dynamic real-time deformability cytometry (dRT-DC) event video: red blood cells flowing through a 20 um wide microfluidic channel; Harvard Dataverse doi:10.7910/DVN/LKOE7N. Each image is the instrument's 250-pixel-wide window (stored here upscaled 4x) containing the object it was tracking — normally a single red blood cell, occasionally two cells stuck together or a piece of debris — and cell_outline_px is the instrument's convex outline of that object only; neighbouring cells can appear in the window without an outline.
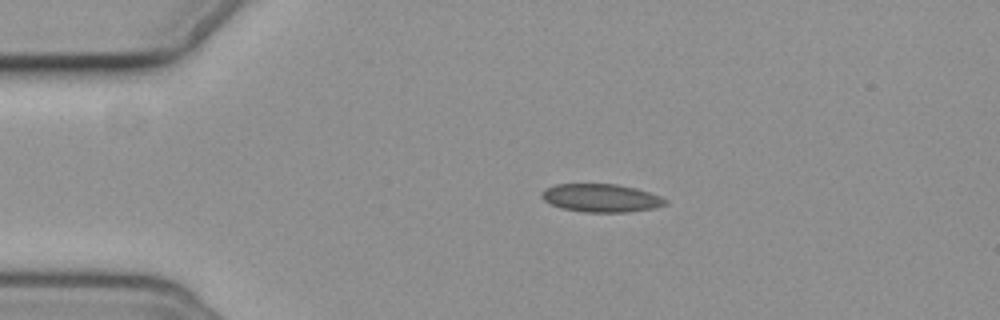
{"species": "common noctule bat (a hibernating species)", "species_latin": "Nyctalus noctula", "temperature_condition": "cold", "stored_images_in_passage": 5, "camera_frame_rate_fps": 3000, "um_per_image_px": 0.085, "animal": {"sex": "female", "body_mass_g": 19.3, "forearm_length_mm": 54.1}, "frame": {"image": 1, "passage_image": 3, "time_ms": 2.333, "image_size_px": [1000, 320], "cell_outline_px": [[668, 204], [652, 208], [624, 212], [584, 212], [560, 208], [544, 200], [540, 196], [540, 192], [544, 188], [556, 184], [616, 184], [636, 188], [660, 196], [668, 200]], "centroid_in_image_um": [51.06, 16.82], "position_along_channel_um": 33.9, "area_um2": 20.29}}
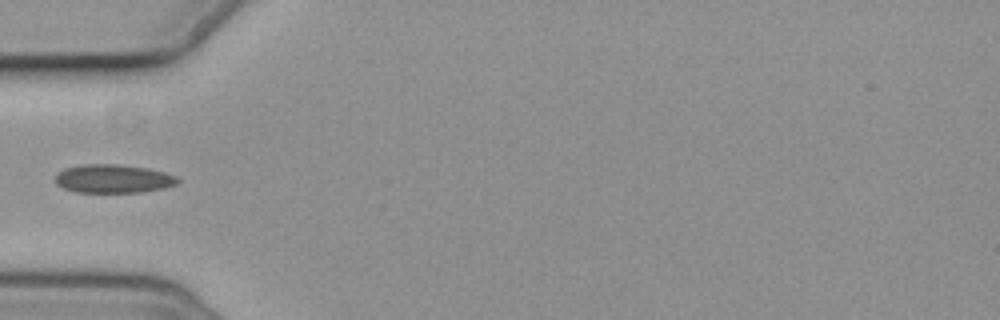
{"frame": {"image": 2, "passage_image": 5, "time_ms": 4.667, "image_size_px": [1000, 320], "cell_outline_px": [[180, 180], [176, 184], [164, 188], [144, 192], [76, 192], [64, 188], [56, 184], [56, 176], [64, 168], [80, 164], [116, 164], [148, 168], [164, 172], [176, 176]], "centroid_in_image_um": [9.64, 15.19], "position_along_channel_um": 75.4, "area_um2": 20.35}}